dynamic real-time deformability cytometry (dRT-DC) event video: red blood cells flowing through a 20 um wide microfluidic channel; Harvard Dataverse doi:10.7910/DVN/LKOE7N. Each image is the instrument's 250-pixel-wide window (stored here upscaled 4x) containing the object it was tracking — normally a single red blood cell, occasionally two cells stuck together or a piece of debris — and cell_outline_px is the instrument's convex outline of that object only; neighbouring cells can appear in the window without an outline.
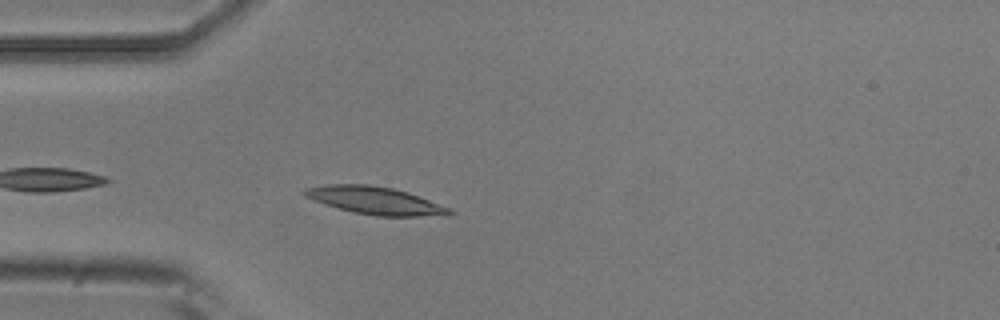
{"species": "common noctule bat (a hibernating species)", "species_latin": "Nyctalus noctula", "temperature_condition": "room temperature", "stored_images_in_passage": 26, "camera_frame_rate_fps": 3000, "um_per_image_px": 0.085, "animal": {"sex": "male", "body_mass_g": 20.5, "forearm_length_mm": 52.5}, "frame": {"image": 1, "passage_image": 3, "time_ms": 0.667, "image_size_px": [1000, 320], "cell_outline_px": [[456, 212], [448, 216], [376, 216], [352, 212], [324, 204], [304, 196], [300, 192], [304, 188], [328, 184], [368, 184], [392, 188], [408, 192], [452, 208]], "centroid_in_image_um": [31.92, 17.05], "position_along_channel_um": 53.1, "area_um2": 23.64}}
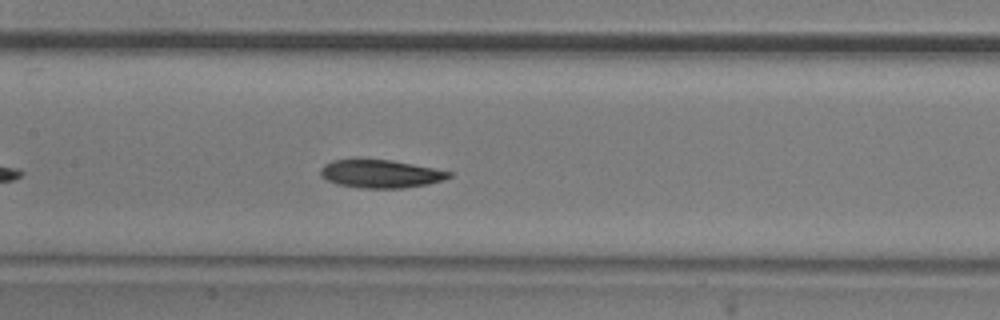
{"frame": {"image": 2, "passage_image": 13, "time_ms": 4.0, "image_size_px": [1000, 320], "cell_outline_px": [[452, 176], [444, 180], [428, 184], [404, 188], [360, 188], [336, 184], [320, 176], [320, 168], [324, 164], [332, 160], [356, 156], [392, 160], [452, 172]], "centroid_in_image_um": [32.27, 14.73], "position_along_channel_um": 175.1, "area_um2": 21.79}}
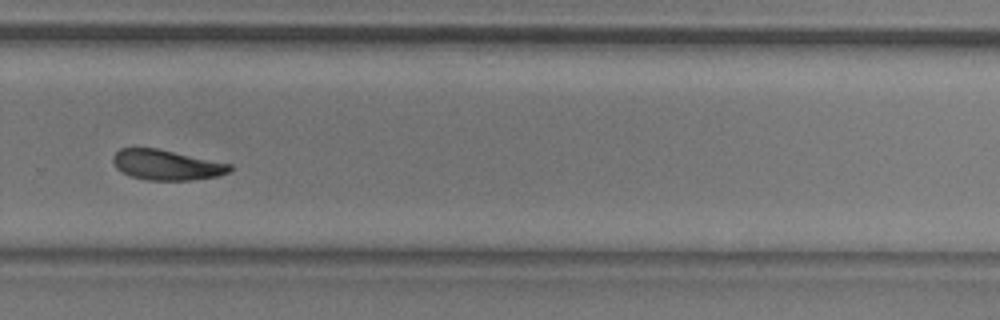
{"frame": {"image": 3, "passage_image": 24, "time_ms": 7.667, "image_size_px": [1000, 320], "cell_outline_px": [[232, 168], [228, 172], [216, 176], [192, 180], [148, 180], [132, 176], [116, 168], [112, 160], [112, 156], [120, 148], [156, 148], [232, 164]], "centroid_in_image_um": [14.14, 14.01], "position_along_channel_um": 315.7, "area_um2": 20.35}}